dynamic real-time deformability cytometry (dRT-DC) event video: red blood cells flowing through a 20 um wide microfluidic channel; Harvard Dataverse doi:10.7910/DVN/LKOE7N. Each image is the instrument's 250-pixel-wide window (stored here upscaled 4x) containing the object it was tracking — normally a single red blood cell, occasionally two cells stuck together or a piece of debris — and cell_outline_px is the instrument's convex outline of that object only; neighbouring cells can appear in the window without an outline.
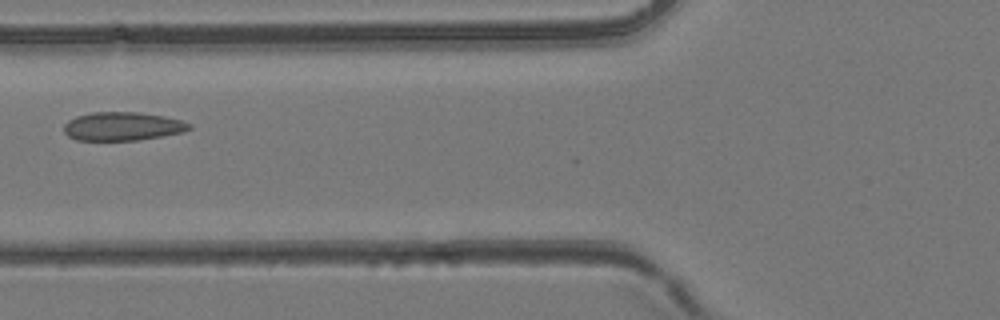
{"species": "common noctule bat (a hibernating species)", "species_latin": "Nyctalus noctula", "temperature_condition": "room temperature", "stored_images_in_passage": 42, "camera_frame_rate_fps": 3000, "um_per_image_px": 0.085, "animal": {"sex": "female", "body_mass_g": 24.6, "forearm_length_mm": 56.2}, "frame": {"image": 1, "passage_image": 15, "time_ms": 4.667, "image_size_px": [1000, 320], "cell_outline_px": [[192, 128], [184, 132], [140, 140], [76, 140], [68, 136], [64, 132], [64, 124], [68, 120], [76, 116], [92, 112], [136, 112], [164, 116], [180, 120], [192, 124]], "centroid_in_image_um": [10.42, 10.74], "position_along_channel_um": 115.4, "area_um2": 20.92}}
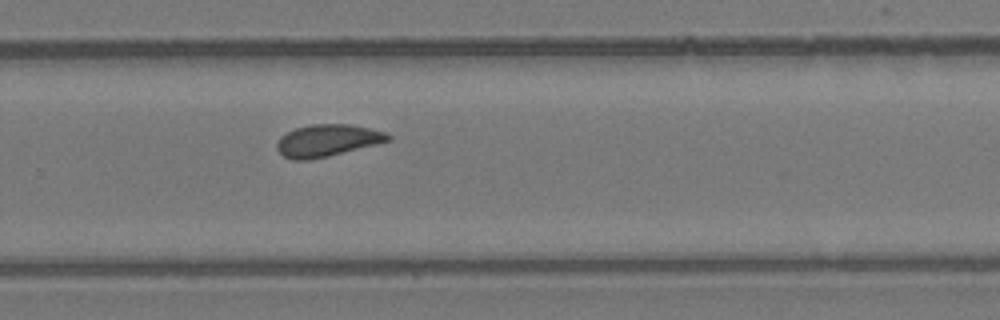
{"frame": {"image": 2, "passage_image": 27, "time_ms": 8.667, "image_size_px": [1000, 320], "cell_outline_px": [[392, 140], [328, 156], [308, 160], [292, 160], [284, 156], [276, 148], [276, 144], [280, 136], [296, 128], [312, 124], [348, 124], [388, 132], [392, 136]], "centroid_in_image_um": [27.83, 11.94], "position_along_channel_um": 302.0, "area_um2": 20.69}}
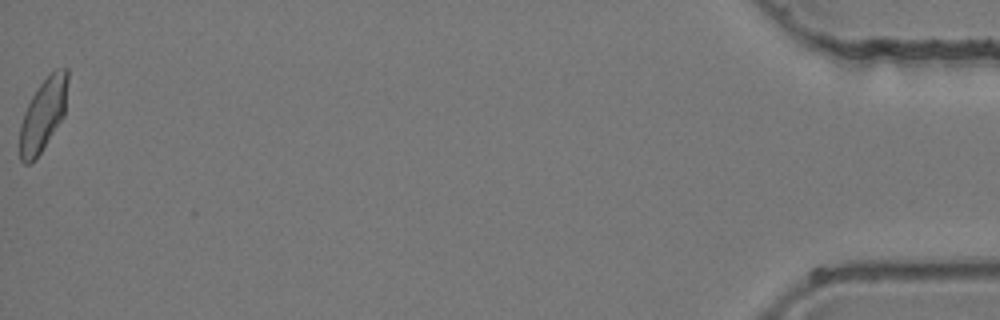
{"frame": {"image": 3, "passage_image": 42, "time_ms": 13.667, "image_size_px": [1000, 320], "cell_outline_px": [[68, 80], [64, 116], [40, 152], [28, 164], [24, 164], [20, 160], [20, 124], [24, 112], [32, 96], [40, 84], [56, 68], [68, 68]], "centroid_in_image_um": [3.67, 9.72], "position_along_channel_um": 431.5, "area_um2": 19.88}}